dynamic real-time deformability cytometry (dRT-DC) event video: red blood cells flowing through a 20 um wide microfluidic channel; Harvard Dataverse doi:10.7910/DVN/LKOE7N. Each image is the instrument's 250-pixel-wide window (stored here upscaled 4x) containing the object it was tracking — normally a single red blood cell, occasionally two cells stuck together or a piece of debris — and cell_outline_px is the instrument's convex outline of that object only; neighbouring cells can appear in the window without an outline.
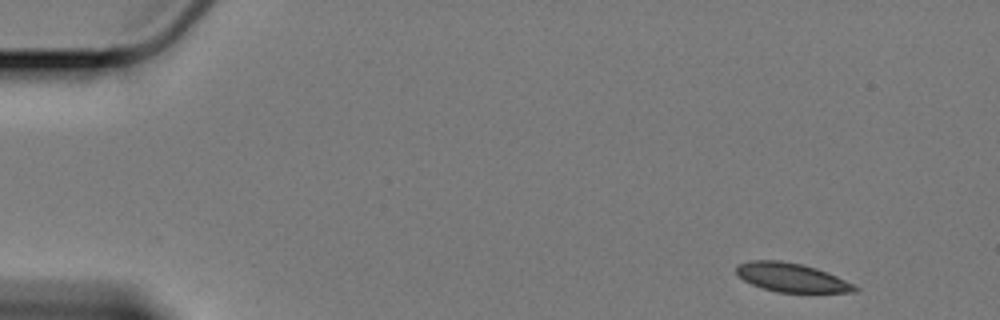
{"species": "Egyptian fruit bat (a non-hibernating species)", "species_latin": "Rousettus aegyptiacus", "temperature_condition": "cold", "stored_images_in_passage": 55, "camera_frame_rate_fps": 3000, "um_per_image_px": 0.085, "animal": {"sex": "female"}, "frame": {"image": 1, "passage_image": 1, "time_ms": 0.0, "image_size_px": [1000, 320], "cell_outline_px": [[860, 288], [856, 292], [776, 292], [760, 288], [744, 280], [736, 272], [736, 268], [740, 264], [752, 260], [780, 260], [800, 264], [816, 268], [836, 276]], "centroid_in_image_um": [67.27, 23.59], "position_along_channel_um": 17.7, "area_um2": 19.65}}
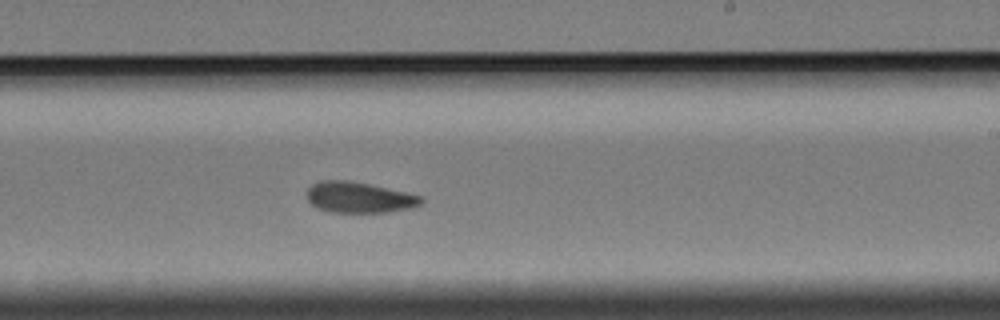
{"frame": {"image": 2, "passage_image": 32, "time_ms": 10.333, "image_size_px": [1000, 320], "cell_outline_px": [[424, 200], [420, 204], [412, 208], [388, 212], [328, 212], [316, 208], [308, 200], [308, 188], [312, 184], [320, 180], [344, 180], [368, 184], [424, 196]], "centroid_in_image_um": [30.53, 16.79], "position_along_channel_um": 258.5, "area_um2": 20.52}}
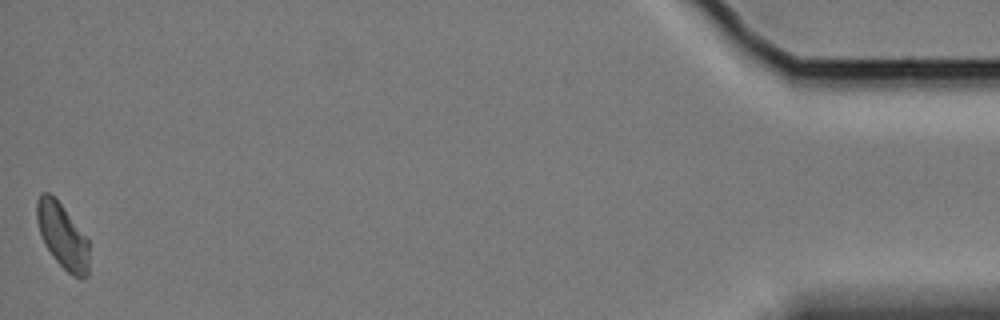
{"frame": {"image": 3, "passage_image": 55, "time_ms": 18.0, "image_size_px": [1000, 320], "cell_outline_px": [[88, 276], [84, 280], [72, 276], [52, 256], [44, 244], [36, 220], [36, 200], [40, 192], [48, 192], [60, 204], [88, 240]], "centroid_in_image_um": [5.29, 20.08], "position_along_channel_um": 429.9, "area_um2": 19.59}, "authors_computed_cell_mechanics": {"area_um2": 20.7502, "velocity_mm_per_s": 3.3631, "shape_relaxation_time_tau1_ms": 9.6942, "shape_relaxation_time_tau2_ms": 3.2157, "deformation_change_tau1": 0.134, "deformation_change_tau2": 0.0446}}